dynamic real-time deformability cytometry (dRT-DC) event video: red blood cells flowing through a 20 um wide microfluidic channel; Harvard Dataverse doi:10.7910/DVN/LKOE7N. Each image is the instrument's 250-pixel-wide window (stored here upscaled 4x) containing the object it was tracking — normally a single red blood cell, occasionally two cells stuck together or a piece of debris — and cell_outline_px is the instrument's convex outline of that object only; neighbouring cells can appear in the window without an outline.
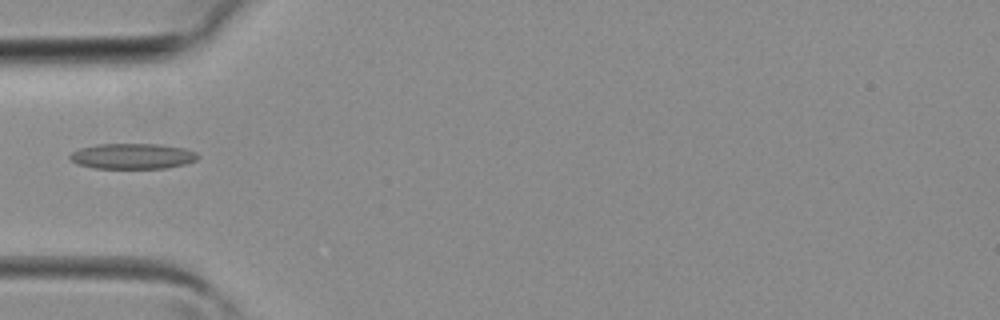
{"species": "common noctule bat (a hibernating species)", "species_latin": "Nyctalus noctula", "temperature_condition": "room temperature", "stored_images_in_passage": 12, "camera_frame_rate_fps": 3000, "um_per_image_px": 0.085, "animal": {"sex": "female", "body_mass_g": 19.3, "forearm_length_mm": 54.1}, "frame": {"image": 1, "passage_image": 8, "time_ms": 2.333, "image_size_px": [1000, 320], "cell_outline_px": [[200, 156], [196, 160], [184, 164], [168, 168], [96, 168], [76, 164], [68, 156], [72, 152], [80, 148], [100, 144], [160, 144], [184, 148], [196, 152]], "centroid_in_image_um": [11.28, 13.27], "position_along_channel_um": 73.7, "area_um2": 19.02}}
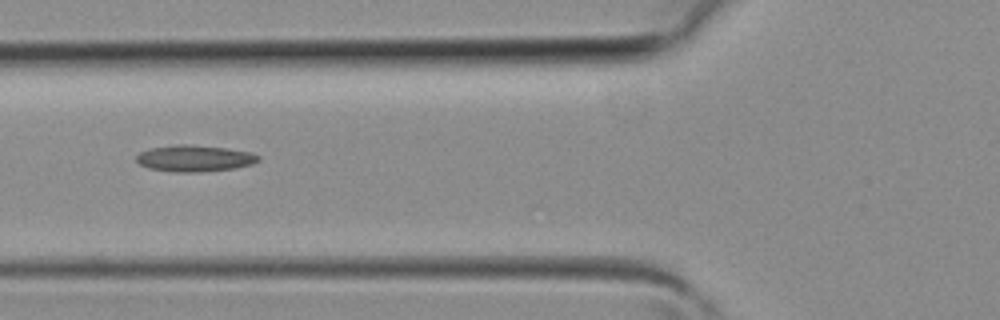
{"frame": {"image": 2, "passage_image": 10, "time_ms": 3.0, "image_size_px": [1000, 320], "cell_outline_px": [[260, 160], [252, 164], [236, 168], [200, 172], [172, 172], [148, 168], [140, 164], [136, 160], [136, 156], [140, 152], [148, 148], [180, 144], [188, 144], [224, 148], [248, 152], [260, 156]], "centroid_in_image_um": [16.51, 13.47], "position_along_channel_um": 109.3, "area_um2": 18.79}}